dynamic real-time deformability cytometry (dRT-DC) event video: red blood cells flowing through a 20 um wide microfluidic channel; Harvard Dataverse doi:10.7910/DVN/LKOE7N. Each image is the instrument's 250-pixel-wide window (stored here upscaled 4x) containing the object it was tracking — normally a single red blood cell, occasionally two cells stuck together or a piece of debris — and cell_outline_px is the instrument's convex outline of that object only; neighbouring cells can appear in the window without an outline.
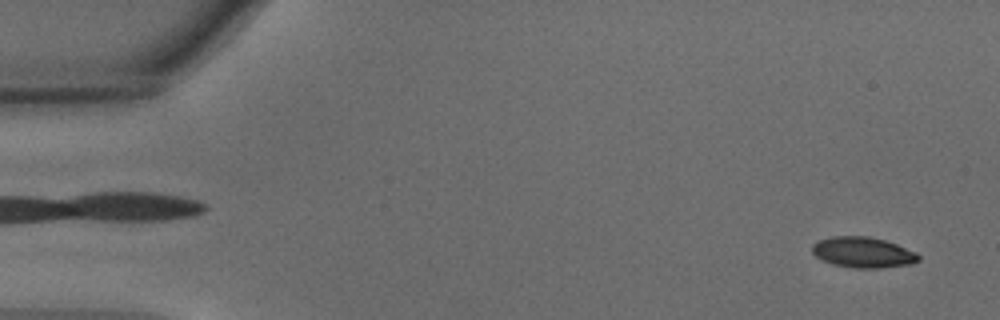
{"species": "common noctule bat (a hibernating species)", "species_latin": "Nyctalus noctula", "temperature_condition": "warm", "stored_images_in_passage": 11, "camera_frame_rate_fps": 3000, "um_per_image_px": 0.085, "animal": {"sex": "male", "body_mass_g": 15.6}, "frame": {"image": 1, "passage_image": 2, "time_ms": 0.333, "image_size_px": [1000, 320], "cell_outline_px": [[920, 260], [912, 264], [880, 268], [852, 268], [832, 264], [816, 256], [812, 252], [812, 244], [820, 240], [832, 236], [868, 236], [884, 240], [896, 244], [916, 252], [920, 256]], "centroid_in_image_um": [73.37, 21.45], "position_along_channel_um": 11.6, "area_um2": 19.02}}